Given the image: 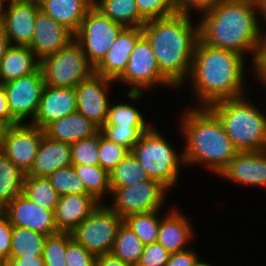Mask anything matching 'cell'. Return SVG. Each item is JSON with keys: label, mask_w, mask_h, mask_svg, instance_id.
I'll return each mask as SVG.
<instances>
[{"label": "cell", "mask_w": 266, "mask_h": 266, "mask_svg": "<svg viewBox=\"0 0 266 266\" xmlns=\"http://www.w3.org/2000/svg\"><path fill=\"white\" fill-rule=\"evenodd\" d=\"M177 13L191 16L193 8L201 13L210 11L220 0H175Z\"/></svg>", "instance_id": "obj_45"}, {"label": "cell", "mask_w": 266, "mask_h": 266, "mask_svg": "<svg viewBox=\"0 0 266 266\" xmlns=\"http://www.w3.org/2000/svg\"><path fill=\"white\" fill-rule=\"evenodd\" d=\"M258 12L264 15L266 20V0H255Z\"/></svg>", "instance_id": "obj_52"}, {"label": "cell", "mask_w": 266, "mask_h": 266, "mask_svg": "<svg viewBox=\"0 0 266 266\" xmlns=\"http://www.w3.org/2000/svg\"><path fill=\"white\" fill-rule=\"evenodd\" d=\"M219 175L241 185L266 188V150L238 152Z\"/></svg>", "instance_id": "obj_18"}, {"label": "cell", "mask_w": 266, "mask_h": 266, "mask_svg": "<svg viewBox=\"0 0 266 266\" xmlns=\"http://www.w3.org/2000/svg\"><path fill=\"white\" fill-rule=\"evenodd\" d=\"M169 189L160 181L146 179L127 187H111L109 207L123 219L132 214L161 210Z\"/></svg>", "instance_id": "obj_11"}, {"label": "cell", "mask_w": 266, "mask_h": 266, "mask_svg": "<svg viewBox=\"0 0 266 266\" xmlns=\"http://www.w3.org/2000/svg\"><path fill=\"white\" fill-rule=\"evenodd\" d=\"M44 130L33 124L18 123L6 128L0 149L25 174L35 161Z\"/></svg>", "instance_id": "obj_13"}, {"label": "cell", "mask_w": 266, "mask_h": 266, "mask_svg": "<svg viewBox=\"0 0 266 266\" xmlns=\"http://www.w3.org/2000/svg\"><path fill=\"white\" fill-rule=\"evenodd\" d=\"M12 229L9 219L0 211V263H6L10 257Z\"/></svg>", "instance_id": "obj_44"}, {"label": "cell", "mask_w": 266, "mask_h": 266, "mask_svg": "<svg viewBox=\"0 0 266 266\" xmlns=\"http://www.w3.org/2000/svg\"><path fill=\"white\" fill-rule=\"evenodd\" d=\"M99 131L97 125L77 111L52 122L44 129L50 139L68 144L89 138Z\"/></svg>", "instance_id": "obj_23"}, {"label": "cell", "mask_w": 266, "mask_h": 266, "mask_svg": "<svg viewBox=\"0 0 266 266\" xmlns=\"http://www.w3.org/2000/svg\"><path fill=\"white\" fill-rule=\"evenodd\" d=\"M244 58L235 51L212 47L198 40L188 77L195 99L200 103L198 107H209L219 100L246 94Z\"/></svg>", "instance_id": "obj_2"}, {"label": "cell", "mask_w": 266, "mask_h": 266, "mask_svg": "<svg viewBox=\"0 0 266 266\" xmlns=\"http://www.w3.org/2000/svg\"><path fill=\"white\" fill-rule=\"evenodd\" d=\"M200 258L192 249H186L180 252L170 254L166 266H195Z\"/></svg>", "instance_id": "obj_46"}, {"label": "cell", "mask_w": 266, "mask_h": 266, "mask_svg": "<svg viewBox=\"0 0 266 266\" xmlns=\"http://www.w3.org/2000/svg\"><path fill=\"white\" fill-rule=\"evenodd\" d=\"M22 194L40 207L54 211L60 196L47 177L25 176Z\"/></svg>", "instance_id": "obj_30"}, {"label": "cell", "mask_w": 266, "mask_h": 266, "mask_svg": "<svg viewBox=\"0 0 266 266\" xmlns=\"http://www.w3.org/2000/svg\"><path fill=\"white\" fill-rule=\"evenodd\" d=\"M4 1L5 0H0V27H2L3 20H4V12H5Z\"/></svg>", "instance_id": "obj_53"}, {"label": "cell", "mask_w": 266, "mask_h": 266, "mask_svg": "<svg viewBox=\"0 0 266 266\" xmlns=\"http://www.w3.org/2000/svg\"><path fill=\"white\" fill-rule=\"evenodd\" d=\"M104 125L120 126H150L146 123L145 118L133 105L119 103L109 105L107 118Z\"/></svg>", "instance_id": "obj_38"}, {"label": "cell", "mask_w": 266, "mask_h": 266, "mask_svg": "<svg viewBox=\"0 0 266 266\" xmlns=\"http://www.w3.org/2000/svg\"><path fill=\"white\" fill-rule=\"evenodd\" d=\"M123 218L109 205L98 207L72 232V239L95 256L111 253Z\"/></svg>", "instance_id": "obj_10"}, {"label": "cell", "mask_w": 266, "mask_h": 266, "mask_svg": "<svg viewBox=\"0 0 266 266\" xmlns=\"http://www.w3.org/2000/svg\"><path fill=\"white\" fill-rule=\"evenodd\" d=\"M252 59V68L255 71L254 75L259 78V82L266 85V42L256 52V55Z\"/></svg>", "instance_id": "obj_47"}, {"label": "cell", "mask_w": 266, "mask_h": 266, "mask_svg": "<svg viewBox=\"0 0 266 266\" xmlns=\"http://www.w3.org/2000/svg\"><path fill=\"white\" fill-rule=\"evenodd\" d=\"M154 126L143 132L132 149L149 178L160 181L168 189L175 187L179 179V168L184 165L183 154L175 151Z\"/></svg>", "instance_id": "obj_6"}, {"label": "cell", "mask_w": 266, "mask_h": 266, "mask_svg": "<svg viewBox=\"0 0 266 266\" xmlns=\"http://www.w3.org/2000/svg\"><path fill=\"white\" fill-rule=\"evenodd\" d=\"M47 179L59 196L66 194H89L73 165L57 169L48 175Z\"/></svg>", "instance_id": "obj_35"}, {"label": "cell", "mask_w": 266, "mask_h": 266, "mask_svg": "<svg viewBox=\"0 0 266 266\" xmlns=\"http://www.w3.org/2000/svg\"><path fill=\"white\" fill-rule=\"evenodd\" d=\"M0 266H8L6 263H0Z\"/></svg>", "instance_id": "obj_56"}, {"label": "cell", "mask_w": 266, "mask_h": 266, "mask_svg": "<svg viewBox=\"0 0 266 266\" xmlns=\"http://www.w3.org/2000/svg\"><path fill=\"white\" fill-rule=\"evenodd\" d=\"M93 5L112 21L125 27H142L146 21L140 16L135 0H92Z\"/></svg>", "instance_id": "obj_27"}, {"label": "cell", "mask_w": 266, "mask_h": 266, "mask_svg": "<svg viewBox=\"0 0 266 266\" xmlns=\"http://www.w3.org/2000/svg\"><path fill=\"white\" fill-rule=\"evenodd\" d=\"M46 237L40 232L25 227L13 226L9 258L43 257Z\"/></svg>", "instance_id": "obj_29"}, {"label": "cell", "mask_w": 266, "mask_h": 266, "mask_svg": "<svg viewBox=\"0 0 266 266\" xmlns=\"http://www.w3.org/2000/svg\"><path fill=\"white\" fill-rule=\"evenodd\" d=\"M132 87L128 98L138 100L142 97V89L152 88L159 84L170 88L176 86L160 71L152 46L143 35L136 43L123 74L116 80Z\"/></svg>", "instance_id": "obj_8"}, {"label": "cell", "mask_w": 266, "mask_h": 266, "mask_svg": "<svg viewBox=\"0 0 266 266\" xmlns=\"http://www.w3.org/2000/svg\"><path fill=\"white\" fill-rule=\"evenodd\" d=\"M95 266H133L123 262L112 253L98 255L95 258Z\"/></svg>", "instance_id": "obj_50"}, {"label": "cell", "mask_w": 266, "mask_h": 266, "mask_svg": "<svg viewBox=\"0 0 266 266\" xmlns=\"http://www.w3.org/2000/svg\"><path fill=\"white\" fill-rule=\"evenodd\" d=\"M170 252L158 242L145 245L140 260L136 266H166Z\"/></svg>", "instance_id": "obj_42"}, {"label": "cell", "mask_w": 266, "mask_h": 266, "mask_svg": "<svg viewBox=\"0 0 266 266\" xmlns=\"http://www.w3.org/2000/svg\"><path fill=\"white\" fill-rule=\"evenodd\" d=\"M71 165V144L44 135L33 166L26 175L47 177L57 169Z\"/></svg>", "instance_id": "obj_22"}, {"label": "cell", "mask_w": 266, "mask_h": 266, "mask_svg": "<svg viewBox=\"0 0 266 266\" xmlns=\"http://www.w3.org/2000/svg\"><path fill=\"white\" fill-rule=\"evenodd\" d=\"M186 111L180 119L185 138L184 164L202 163L219 175L239 151L209 107L194 106Z\"/></svg>", "instance_id": "obj_4"}, {"label": "cell", "mask_w": 266, "mask_h": 266, "mask_svg": "<svg viewBox=\"0 0 266 266\" xmlns=\"http://www.w3.org/2000/svg\"><path fill=\"white\" fill-rule=\"evenodd\" d=\"M99 132L71 144L72 165H99Z\"/></svg>", "instance_id": "obj_39"}, {"label": "cell", "mask_w": 266, "mask_h": 266, "mask_svg": "<svg viewBox=\"0 0 266 266\" xmlns=\"http://www.w3.org/2000/svg\"><path fill=\"white\" fill-rule=\"evenodd\" d=\"M0 121L7 127L18 124L9 111L6 90L3 84H0Z\"/></svg>", "instance_id": "obj_48"}, {"label": "cell", "mask_w": 266, "mask_h": 266, "mask_svg": "<svg viewBox=\"0 0 266 266\" xmlns=\"http://www.w3.org/2000/svg\"><path fill=\"white\" fill-rule=\"evenodd\" d=\"M25 176L0 149V211L22 193Z\"/></svg>", "instance_id": "obj_28"}, {"label": "cell", "mask_w": 266, "mask_h": 266, "mask_svg": "<svg viewBox=\"0 0 266 266\" xmlns=\"http://www.w3.org/2000/svg\"><path fill=\"white\" fill-rule=\"evenodd\" d=\"M87 192L98 202L107 193L111 195L110 173L100 165H73ZM101 200V201H100Z\"/></svg>", "instance_id": "obj_32"}, {"label": "cell", "mask_w": 266, "mask_h": 266, "mask_svg": "<svg viewBox=\"0 0 266 266\" xmlns=\"http://www.w3.org/2000/svg\"><path fill=\"white\" fill-rule=\"evenodd\" d=\"M123 146L108 140L99 131V165L109 173L128 154Z\"/></svg>", "instance_id": "obj_40"}, {"label": "cell", "mask_w": 266, "mask_h": 266, "mask_svg": "<svg viewBox=\"0 0 266 266\" xmlns=\"http://www.w3.org/2000/svg\"><path fill=\"white\" fill-rule=\"evenodd\" d=\"M100 204L90 194H66L59 198L54 210L58 232H72Z\"/></svg>", "instance_id": "obj_21"}, {"label": "cell", "mask_w": 266, "mask_h": 266, "mask_svg": "<svg viewBox=\"0 0 266 266\" xmlns=\"http://www.w3.org/2000/svg\"><path fill=\"white\" fill-rule=\"evenodd\" d=\"M28 46H9L0 62V84L34 73L40 60Z\"/></svg>", "instance_id": "obj_26"}, {"label": "cell", "mask_w": 266, "mask_h": 266, "mask_svg": "<svg viewBox=\"0 0 266 266\" xmlns=\"http://www.w3.org/2000/svg\"><path fill=\"white\" fill-rule=\"evenodd\" d=\"M113 79L94 73L75 87L77 112L101 128L107 118L109 99L107 91Z\"/></svg>", "instance_id": "obj_15"}, {"label": "cell", "mask_w": 266, "mask_h": 266, "mask_svg": "<svg viewBox=\"0 0 266 266\" xmlns=\"http://www.w3.org/2000/svg\"><path fill=\"white\" fill-rule=\"evenodd\" d=\"M45 85L75 88L95 73L79 44L73 40L69 45L40 60Z\"/></svg>", "instance_id": "obj_7"}, {"label": "cell", "mask_w": 266, "mask_h": 266, "mask_svg": "<svg viewBox=\"0 0 266 266\" xmlns=\"http://www.w3.org/2000/svg\"><path fill=\"white\" fill-rule=\"evenodd\" d=\"M41 10L55 22L70 29L74 34L81 25L92 0H38Z\"/></svg>", "instance_id": "obj_25"}, {"label": "cell", "mask_w": 266, "mask_h": 266, "mask_svg": "<svg viewBox=\"0 0 266 266\" xmlns=\"http://www.w3.org/2000/svg\"><path fill=\"white\" fill-rule=\"evenodd\" d=\"M144 245L135 233L123 222L118 228L111 253L123 262L136 266Z\"/></svg>", "instance_id": "obj_31"}, {"label": "cell", "mask_w": 266, "mask_h": 266, "mask_svg": "<svg viewBox=\"0 0 266 266\" xmlns=\"http://www.w3.org/2000/svg\"><path fill=\"white\" fill-rule=\"evenodd\" d=\"M1 211L9 219L12 226L25 227L46 236L58 233L54 211L40 207L22 193Z\"/></svg>", "instance_id": "obj_16"}, {"label": "cell", "mask_w": 266, "mask_h": 266, "mask_svg": "<svg viewBox=\"0 0 266 266\" xmlns=\"http://www.w3.org/2000/svg\"><path fill=\"white\" fill-rule=\"evenodd\" d=\"M74 37L75 34L70 29L58 24L40 10L35 21L33 39L28 47L41 60L69 45Z\"/></svg>", "instance_id": "obj_19"}, {"label": "cell", "mask_w": 266, "mask_h": 266, "mask_svg": "<svg viewBox=\"0 0 266 266\" xmlns=\"http://www.w3.org/2000/svg\"><path fill=\"white\" fill-rule=\"evenodd\" d=\"M72 240L70 232H58L47 236L43 249L45 266H67L66 248Z\"/></svg>", "instance_id": "obj_36"}, {"label": "cell", "mask_w": 266, "mask_h": 266, "mask_svg": "<svg viewBox=\"0 0 266 266\" xmlns=\"http://www.w3.org/2000/svg\"><path fill=\"white\" fill-rule=\"evenodd\" d=\"M96 256L72 240L66 248L67 266H95Z\"/></svg>", "instance_id": "obj_43"}, {"label": "cell", "mask_w": 266, "mask_h": 266, "mask_svg": "<svg viewBox=\"0 0 266 266\" xmlns=\"http://www.w3.org/2000/svg\"><path fill=\"white\" fill-rule=\"evenodd\" d=\"M257 13L255 0H220L202 15L198 24L199 40L244 57L248 52L255 56L266 42Z\"/></svg>", "instance_id": "obj_1"}, {"label": "cell", "mask_w": 266, "mask_h": 266, "mask_svg": "<svg viewBox=\"0 0 266 266\" xmlns=\"http://www.w3.org/2000/svg\"><path fill=\"white\" fill-rule=\"evenodd\" d=\"M7 126L0 121V145H1V142H2V138L4 136V132L6 130Z\"/></svg>", "instance_id": "obj_54"}, {"label": "cell", "mask_w": 266, "mask_h": 266, "mask_svg": "<svg viewBox=\"0 0 266 266\" xmlns=\"http://www.w3.org/2000/svg\"><path fill=\"white\" fill-rule=\"evenodd\" d=\"M142 36V27H126L113 42L103 60L95 67V73L116 81L125 71L129 57Z\"/></svg>", "instance_id": "obj_20"}, {"label": "cell", "mask_w": 266, "mask_h": 266, "mask_svg": "<svg viewBox=\"0 0 266 266\" xmlns=\"http://www.w3.org/2000/svg\"><path fill=\"white\" fill-rule=\"evenodd\" d=\"M244 96L219 100L209 108L221 120L239 152L266 150V115Z\"/></svg>", "instance_id": "obj_5"}, {"label": "cell", "mask_w": 266, "mask_h": 266, "mask_svg": "<svg viewBox=\"0 0 266 266\" xmlns=\"http://www.w3.org/2000/svg\"><path fill=\"white\" fill-rule=\"evenodd\" d=\"M11 116L24 123L27 117L32 121L37 113L45 82L40 67L29 75L3 83Z\"/></svg>", "instance_id": "obj_12"}, {"label": "cell", "mask_w": 266, "mask_h": 266, "mask_svg": "<svg viewBox=\"0 0 266 266\" xmlns=\"http://www.w3.org/2000/svg\"><path fill=\"white\" fill-rule=\"evenodd\" d=\"M9 46L8 39L5 37L3 30L0 27V62L2 61L5 51Z\"/></svg>", "instance_id": "obj_51"}, {"label": "cell", "mask_w": 266, "mask_h": 266, "mask_svg": "<svg viewBox=\"0 0 266 266\" xmlns=\"http://www.w3.org/2000/svg\"><path fill=\"white\" fill-rule=\"evenodd\" d=\"M151 126H120V125H103L100 128L101 134L110 141H113L129 152L132 151L135 144L139 141L143 132Z\"/></svg>", "instance_id": "obj_37"}, {"label": "cell", "mask_w": 266, "mask_h": 266, "mask_svg": "<svg viewBox=\"0 0 266 266\" xmlns=\"http://www.w3.org/2000/svg\"><path fill=\"white\" fill-rule=\"evenodd\" d=\"M2 30L11 46H29L41 10L38 0H8Z\"/></svg>", "instance_id": "obj_14"}, {"label": "cell", "mask_w": 266, "mask_h": 266, "mask_svg": "<svg viewBox=\"0 0 266 266\" xmlns=\"http://www.w3.org/2000/svg\"><path fill=\"white\" fill-rule=\"evenodd\" d=\"M140 16L149 21L176 14L175 0H135Z\"/></svg>", "instance_id": "obj_41"}, {"label": "cell", "mask_w": 266, "mask_h": 266, "mask_svg": "<svg viewBox=\"0 0 266 266\" xmlns=\"http://www.w3.org/2000/svg\"><path fill=\"white\" fill-rule=\"evenodd\" d=\"M158 211L132 214L123 219V222L135 233L143 245L157 242L160 217Z\"/></svg>", "instance_id": "obj_34"}, {"label": "cell", "mask_w": 266, "mask_h": 266, "mask_svg": "<svg viewBox=\"0 0 266 266\" xmlns=\"http://www.w3.org/2000/svg\"><path fill=\"white\" fill-rule=\"evenodd\" d=\"M192 26L191 17L179 13L146 21L142 26L160 71L176 87L184 84L191 72L199 40L198 25Z\"/></svg>", "instance_id": "obj_3"}, {"label": "cell", "mask_w": 266, "mask_h": 266, "mask_svg": "<svg viewBox=\"0 0 266 266\" xmlns=\"http://www.w3.org/2000/svg\"><path fill=\"white\" fill-rule=\"evenodd\" d=\"M146 179L150 178L132 152H128L110 172L111 187H127Z\"/></svg>", "instance_id": "obj_33"}, {"label": "cell", "mask_w": 266, "mask_h": 266, "mask_svg": "<svg viewBox=\"0 0 266 266\" xmlns=\"http://www.w3.org/2000/svg\"><path fill=\"white\" fill-rule=\"evenodd\" d=\"M6 264L8 266H45L43 257L9 258Z\"/></svg>", "instance_id": "obj_49"}, {"label": "cell", "mask_w": 266, "mask_h": 266, "mask_svg": "<svg viewBox=\"0 0 266 266\" xmlns=\"http://www.w3.org/2000/svg\"><path fill=\"white\" fill-rule=\"evenodd\" d=\"M195 266H212L211 264H207L205 262H202L201 260L198 261V263Z\"/></svg>", "instance_id": "obj_55"}, {"label": "cell", "mask_w": 266, "mask_h": 266, "mask_svg": "<svg viewBox=\"0 0 266 266\" xmlns=\"http://www.w3.org/2000/svg\"><path fill=\"white\" fill-rule=\"evenodd\" d=\"M125 28L124 25L112 21L93 5L75 32L74 40L89 62L96 67Z\"/></svg>", "instance_id": "obj_9"}, {"label": "cell", "mask_w": 266, "mask_h": 266, "mask_svg": "<svg viewBox=\"0 0 266 266\" xmlns=\"http://www.w3.org/2000/svg\"><path fill=\"white\" fill-rule=\"evenodd\" d=\"M76 111L75 88L45 85L32 124L44 130L52 122Z\"/></svg>", "instance_id": "obj_17"}, {"label": "cell", "mask_w": 266, "mask_h": 266, "mask_svg": "<svg viewBox=\"0 0 266 266\" xmlns=\"http://www.w3.org/2000/svg\"><path fill=\"white\" fill-rule=\"evenodd\" d=\"M192 229L186 216L170 210L160 220L157 242L170 253L184 251L189 240H192Z\"/></svg>", "instance_id": "obj_24"}]
</instances>
